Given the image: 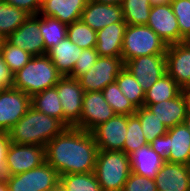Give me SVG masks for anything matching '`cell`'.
<instances>
[{"mask_svg":"<svg viewBox=\"0 0 190 191\" xmlns=\"http://www.w3.org/2000/svg\"><path fill=\"white\" fill-rule=\"evenodd\" d=\"M184 124L186 125V127L190 131V112H187V115H186L185 120H184Z\"/></svg>","mask_w":190,"mask_h":191,"instance_id":"obj_47","label":"cell"},{"mask_svg":"<svg viewBox=\"0 0 190 191\" xmlns=\"http://www.w3.org/2000/svg\"><path fill=\"white\" fill-rule=\"evenodd\" d=\"M121 92L129 99L130 102L138 109L143 106L145 91L136 81V78L123 68L116 78Z\"/></svg>","mask_w":190,"mask_h":191,"instance_id":"obj_31","label":"cell"},{"mask_svg":"<svg viewBox=\"0 0 190 191\" xmlns=\"http://www.w3.org/2000/svg\"><path fill=\"white\" fill-rule=\"evenodd\" d=\"M31 106L63 123V109L56 87L48 88L31 97Z\"/></svg>","mask_w":190,"mask_h":191,"instance_id":"obj_25","label":"cell"},{"mask_svg":"<svg viewBox=\"0 0 190 191\" xmlns=\"http://www.w3.org/2000/svg\"><path fill=\"white\" fill-rule=\"evenodd\" d=\"M45 162V146L16 144L11 142L7 152L6 163L8 164L12 175H18L34 169Z\"/></svg>","mask_w":190,"mask_h":191,"instance_id":"obj_13","label":"cell"},{"mask_svg":"<svg viewBox=\"0 0 190 191\" xmlns=\"http://www.w3.org/2000/svg\"><path fill=\"white\" fill-rule=\"evenodd\" d=\"M0 191H9L7 183H0Z\"/></svg>","mask_w":190,"mask_h":191,"instance_id":"obj_48","label":"cell"},{"mask_svg":"<svg viewBox=\"0 0 190 191\" xmlns=\"http://www.w3.org/2000/svg\"><path fill=\"white\" fill-rule=\"evenodd\" d=\"M0 54L13 74L22 69L32 58V55L24 49L11 45L5 39L0 40Z\"/></svg>","mask_w":190,"mask_h":191,"instance_id":"obj_35","label":"cell"},{"mask_svg":"<svg viewBox=\"0 0 190 191\" xmlns=\"http://www.w3.org/2000/svg\"><path fill=\"white\" fill-rule=\"evenodd\" d=\"M88 0H43L39 15L53 17L65 24L81 19Z\"/></svg>","mask_w":190,"mask_h":191,"instance_id":"obj_20","label":"cell"},{"mask_svg":"<svg viewBox=\"0 0 190 191\" xmlns=\"http://www.w3.org/2000/svg\"><path fill=\"white\" fill-rule=\"evenodd\" d=\"M121 6L127 25H147L152 7L149 0H123Z\"/></svg>","mask_w":190,"mask_h":191,"instance_id":"obj_30","label":"cell"},{"mask_svg":"<svg viewBox=\"0 0 190 191\" xmlns=\"http://www.w3.org/2000/svg\"><path fill=\"white\" fill-rule=\"evenodd\" d=\"M6 88L0 84V93L3 92Z\"/></svg>","mask_w":190,"mask_h":191,"instance_id":"obj_49","label":"cell"},{"mask_svg":"<svg viewBox=\"0 0 190 191\" xmlns=\"http://www.w3.org/2000/svg\"><path fill=\"white\" fill-rule=\"evenodd\" d=\"M168 159L171 163L190 165V131L179 124L168 128Z\"/></svg>","mask_w":190,"mask_h":191,"instance_id":"obj_22","label":"cell"},{"mask_svg":"<svg viewBox=\"0 0 190 191\" xmlns=\"http://www.w3.org/2000/svg\"><path fill=\"white\" fill-rule=\"evenodd\" d=\"M62 77L47 54L32 56L29 62L14 74L13 88L32 97L43 90L55 87Z\"/></svg>","mask_w":190,"mask_h":191,"instance_id":"obj_3","label":"cell"},{"mask_svg":"<svg viewBox=\"0 0 190 191\" xmlns=\"http://www.w3.org/2000/svg\"><path fill=\"white\" fill-rule=\"evenodd\" d=\"M98 3L111 4V5H121L123 0H91Z\"/></svg>","mask_w":190,"mask_h":191,"instance_id":"obj_45","label":"cell"},{"mask_svg":"<svg viewBox=\"0 0 190 191\" xmlns=\"http://www.w3.org/2000/svg\"><path fill=\"white\" fill-rule=\"evenodd\" d=\"M63 109V124L80 129V116L84 90L80 81L69 76H63L55 85Z\"/></svg>","mask_w":190,"mask_h":191,"instance_id":"obj_7","label":"cell"},{"mask_svg":"<svg viewBox=\"0 0 190 191\" xmlns=\"http://www.w3.org/2000/svg\"><path fill=\"white\" fill-rule=\"evenodd\" d=\"M11 145V139L8 132H0V183H7L12 177L10 168L6 163L8 149Z\"/></svg>","mask_w":190,"mask_h":191,"instance_id":"obj_40","label":"cell"},{"mask_svg":"<svg viewBox=\"0 0 190 191\" xmlns=\"http://www.w3.org/2000/svg\"><path fill=\"white\" fill-rule=\"evenodd\" d=\"M8 4L24 10L29 15L40 13L42 0H5Z\"/></svg>","mask_w":190,"mask_h":191,"instance_id":"obj_41","label":"cell"},{"mask_svg":"<svg viewBox=\"0 0 190 191\" xmlns=\"http://www.w3.org/2000/svg\"><path fill=\"white\" fill-rule=\"evenodd\" d=\"M67 37L70 41L82 49L95 48L97 43V31L86 25L81 19L68 24Z\"/></svg>","mask_w":190,"mask_h":191,"instance_id":"obj_33","label":"cell"},{"mask_svg":"<svg viewBox=\"0 0 190 191\" xmlns=\"http://www.w3.org/2000/svg\"><path fill=\"white\" fill-rule=\"evenodd\" d=\"M143 106L154 113L167 128L183 124L188 112L187 102L182 91L170 100L156 104H143Z\"/></svg>","mask_w":190,"mask_h":191,"instance_id":"obj_19","label":"cell"},{"mask_svg":"<svg viewBox=\"0 0 190 191\" xmlns=\"http://www.w3.org/2000/svg\"><path fill=\"white\" fill-rule=\"evenodd\" d=\"M9 191H48L59 187V174L47 162L23 172L12 175L7 181Z\"/></svg>","mask_w":190,"mask_h":191,"instance_id":"obj_6","label":"cell"},{"mask_svg":"<svg viewBox=\"0 0 190 191\" xmlns=\"http://www.w3.org/2000/svg\"><path fill=\"white\" fill-rule=\"evenodd\" d=\"M82 48L72 43L68 37L52 47L47 55L51 59L57 70L63 75L68 76L80 57Z\"/></svg>","mask_w":190,"mask_h":191,"instance_id":"obj_23","label":"cell"},{"mask_svg":"<svg viewBox=\"0 0 190 191\" xmlns=\"http://www.w3.org/2000/svg\"><path fill=\"white\" fill-rule=\"evenodd\" d=\"M67 127L58 119L50 117L32 106L8 131L11 142L45 146Z\"/></svg>","mask_w":190,"mask_h":191,"instance_id":"obj_2","label":"cell"},{"mask_svg":"<svg viewBox=\"0 0 190 191\" xmlns=\"http://www.w3.org/2000/svg\"><path fill=\"white\" fill-rule=\"evenodd\" d=\"M122 191H158L154 179L131 172Z\"/></svg>","mask_w":190,"mask_h":191,"instance_id":"obj_39","label":"cell"},{"mask_svg":"<svg viewBox=\"0 0 190 191\" xmlns=\"http://www.w3.org/2000/svg\"><path fill=\"white\" fill-rule=\"evenodd\" d=\"M81 20L95 31H99L109 24L125 22L121 5L98 3L91 0H88Z\"/></svg>","mask_w":190,"mask_h":191,"instance_id":"obj_17","label":"cell"},{"mask_svg":"<svg viewBox=\"0 0 190 191\" xmlns=\"http://www.w3.org/2000/svg\"><path fill=\"white\" fill-rule=\"evenodd\" d=\"M166 43L147 25H127L121 58L124 63L139 56L165 54Z\"/></svg>","mask_w":190,"mask_h":191,"instance_id":"obj_5","label":"cell"},{"mask_svg":"<svg viewBox=\"0 0 190 191\" xmlns=\"http://www.w3.org/2000/svg\"><path fill=\"white\" fill-rule=\"evenodd\" d=\"M102 92L105 100L116 114L133 115L137 111V108L132 104V102H130L129 99L121 92L116 81L107 85Z\"/></svg>","mask_w":190,"mask_h":191,"instance_id":"obj_34","label":"cell"},{"mask_svg":"<svg viewBox=\"0 0 190 191\" xmlns=\"http://www.w3.org/2000/svg\"><path fill=\"white\" fill-rule=\"evenodd\" d=\"M129 156L132 172L151 179H154L166 162L151 148L150 144L140 147Z\"/></svg>","mask_w":190,"mask_h":191,"instance_id":"obj_24","label":"cell"},{"mask_svg":"<svg viewBox=\"0 0 190 191\" xmlns=\"http://www.w3.org/2000/svg\"><path fill=\"white\" fill-rule=\"evenodd\" d=\"M147 26L150 27L167 46L180 42L178 21L170 3L152 6Z\"/></svg>","mask_w":190,"mask_h":191,"instance_id":"obj_15","label":"cell"},{"mask_svg":"<svg viewBox=\"0 0 190 191\" xmlns=\"http://www.w3.org/2000/svg\"><path fill=\"white\" fill-rule=\"evenodd\" d=\"M135 115L140 120L142 131L148 144L155 138L167 133L168 128L145 106L138 108Z\"/></svg>","mask_w":190,"mask_h":191,"instance_id":"obj_32","label":"cell"},{"mask_svg":"<svg viewBox=\"0 0 190 191\" xmlns=\"http://www.w3.org/2000/svg\"><path fill=\"white\" fill-rule=\"evenodd\" d=\"M98 58L99 54L95 48L83 49L73 71L68 76L78 79L93 67Z\"/></svg>","mask_w":190,"mask_h":191,"instance_id":"obj_38","label":"cell"},{"mask_svg":"<svg viewBox=\"0 0 190 191\" xmlns=\"http://www.w3.org/2000/svg\"><path fill=\"white\" fill-rule=\"evenodd\" d=\"M48 191H61V190H60V188L58 187V188H56V189H54V190H48Z\"/></svg>","mask_w":190,"mask_h":191,"instance_id":"obj_50","label":"cell"},{"mask_svg":"<svg viewBox=\"0 0 190 191\" xmlns=\"http://www.w3.org/2000/svg\"><path fill=\"white\" fill-rule=\"evenodd\" d=\"M13 46L20 47L32 56L47 54L39 27V14L30 15L19 28L6 39Z\"/></svg>","mask_w":190,"mask_h":191,"instance_id":"obj_14","label":"cell"},{"mask_svg":"<svg viewBox=\"0 0 190 191\" xmlns=\"http://www.w3.org/2000/svg\"><path fill=\"white\" fill-rule=\"evenodd\" d=\"M67 26L56 18L39 15V27L47 52L67 37Z\"/></svg>","mask_w":190,"mask_h":191,"instance_id":"obj_28","label":"cell"},{"mask_svg":"<svg viewBox=\"0 0 190 191\" xmlns=\"http://www.w3.org/2000/svg\"><path fill=\"white\" fill-rule=\"evenodd\" d=\"M151 5H164V4H168L171 2V0H149Z\"/></svg>","mask_w":190,"mask_h":191,"instance_id":"obj_46","label":"cell"},{"mask_svg":"<svg viewBox=\"0 0 190 191\" xmlns=\"http://www.w3.org/2000/svg\"><path fill=\"white\" fill-rule=\"evenodd\" d=\"M131 172L130 156L125 152L98 151L94 174L101 191H122Z\"/></svg>","mask_w":190,"mask_h":191,"instance_id":"obj_4","label":"cell"},{"mask_svg":"<svg viewBox=\"0 0 190 191\" xmlns=\"http://www.w3.org/2000/svg\"><path fill=\"white\" fill-rule=\"evenodd\" d=\"M151 148L165 161L168 159V134L155 138L150 143Z\"/></svg>","mask_w":190,"mask_h":191,"instance_id":"obj_43","label":"cell"},{"mask_svg":"<svg viewBox=\"0 0 190 191\" xmlns=\"http://www.w3.org/2000/svg\"><path fill=\"white\" fill-rule=\"evenodd\" d=\"M128 115L116 114L99 124L91 133L99 150L123 151L127 135Z\"/></svg>","mask_w":190,"mask_h":191,"instance_id":"obj_11","label":"cell"},{"mask_svg":"<svg viewBox=\"0 0 190 191\" xmlns=\"http://www.w3.org/2000/svg\"><path fill=\"white\" fill-rule=\"evenodd\" d=\"M125 68L136 78L144 91H147L167 73L166 56L165 54L139 56L126 61Z\"/></svg>","mask_w":190,"mask_h":191,"instance_id":"obj_10","label":"cell"},{"mask_svg":"<svg viewBox=\"0 0 190 191\" xmlns=\"http://www.w3.org/2000/svg\"><path fill=\"white\" fill-rule=\"evenodd\" d=\"M126 27V22H117L97 31L95 49L100 57H121Z\"/></svg>","mask_w":190,"mask_h":191,"instance_id":"obj_21","label":"cell"},{"mask_svg":"<svg viewBox=\"0 0 190 191\" xmlns=\"http://www.w3.org/2000/svg\"><path fill=\"white\" fill-rule=\"evenodd\" d=\"M31 107V97L10 88L0 93V132H8Z\"/></svg>","mask_w":190,"mask_h":191,"instance_id":"obj_9","label":"cell"},{"mask_svg":"<svg viewBox=\"0 0 190 191\" xmlns=\"http://www.w3.org/2000/svg\"><path fill=\"white\" fill-rule=\"evenodd\" d=\"M154 181L158 191H190V165L166 161Z\"/></svg>","mask_w":190,"mask_h":191,"instance_id":"obj_18","label":"cell"},{"mask_svg":"<svg viewBox=\"0 0 190 191\" xmlns=\"http://www.w3.org/2000/svg\"><path fill=\"white\" fill-rule=\"evenodd\" d=\"M116 113L105 100L102 91L84 92L80 129L91 132L99 124L107 122Z\"/></svg>","mask_w":190,"mask_h":191,"instance_id":"obj_12","label":"cell"},{"mask_svg":"<svg viewBox=\"0 0 190 191\" xmlns=\"http://www.w3.org/2000/svg\"><path fill=\"white\" fill-rule=\"evenodd\" d=\"M127 135L124 142V152L127 155L132 154L148 144L142 131V126L139 118L133 114L128 115Z\"/></svg>","mask_w":190,"mask_h":191,"instance_id":"obj_36","label":"cell"},{"mask_svg":"<svg viewBox=\"0 0 190 191\" xmlns=\"http://www.w3.org/2000/svg\"><path fill=\"white\" fill-rule=\"evenodd\" d=\"M59 188L61 191H101L94 172L61 175Z\"/></svg>","mask_w":190,"mask_h":191,"instance_id":"obj_29","label":"cell"},{"mask_svg":"<svg viewBox=\"0 0 190 191\" xmlns=\"http://www.w3.org/2000/svg\"><path fill=\"white\" fill-rule=\"evenodd\" d=\"M46 162L59 176L94 172L98 147L91 132L68 127L46 145Z\"/></svg>","mask_w":190,"mask_h":191,"instance_id":"obj_1","label":"cell"},{"mask_svg":"<svg viewBox=\"0 0 190 191\" xmlns=\"http://www.w3.org/2000/svg\"><path fill=\"white\" fill-rule=\"evenodd\" d=\"M182 88L167 73L159 78L152 87L145 91L143 104H156L175 98Z\"/></svg>","mask_w":190,"mask_h":191,"instance_id":"obj_26","label":"cell"},{"mask_svg":"<svg viewBox=\"0 0 190 191\" xmlns=\"http://www.w3.org/2000/svg\"><path fill=\"white\" fill-rule=\"evenodd\" d=\"M14 74L0 54V84L6 89L13 88Z\"/></svg>","mask_w":190,"mask_h":191,"instance_id":"obj_42","label":"cell"},{"mask_svg":"<svg viewBox=\"0 0 190 191\" xmlns=\"http://www.w3.org/2000/svg\"><path fill=\"white\" fill-rule=\"evenodd\" d=\"M180 31V42L190 40V0H171Z\"/></svg>","mask_w":190,"mask_h":191,"instance_id":"obj_37","label":"cell"},{"mask_svg":"<svg viewBox=\"0 0 190 191\" xmlns=\"http://www.w3.org/2000/svg\"><path fill=\"white\" fill-rule=\"evenodd\" d=\"M166 71L177 84L190 85V40L169 45L166 49Z\"/></svg>","mask_w":190,"mask_h":191,"instance_id":"obj_16","label":"cell"},{"mask_svg":"<svg viewBox=\"0 0 190 191\" xmlns=\"http://www.w3.org/2000/svg\"><path fill=\"white\" fill-rule=\"evenodd\" d=\"M125 67L121 57H100L93 67L78 80L84 92L102 91L107 85L116 81L120 71Z\"/></svg>","mask_w":190,"mask_h":191,"instance_id":"obj_8","label":"cell"},{"mask_svg":"<svg viewBox=\"0 0 190 191\" xmlns=\"http://www.w3.org/2000/svg\"><path fill=\"white\" fill-rule=\"evenodd\" d=\"M30 15L5 0H0V39H6L15 32Z\"/></svg>","mask_w":190,"mask_h":191,"instance_id":"obj_27","label":"cell"},{"mask_svg":"<svg viewBox=\"0 0 190 191\" xmlns=\"http://www.w3.org/2000/svg\"><path fill=\"white\" fill-rule=\"evenodd\" d=\"M182 93L184 94L185 100L187 102L188 112H190V85L182 88Z\"/></svg>","mask_w":190,"mask_h":191,"instance_id":"obj_44","label":"cell"}]
</instances>
